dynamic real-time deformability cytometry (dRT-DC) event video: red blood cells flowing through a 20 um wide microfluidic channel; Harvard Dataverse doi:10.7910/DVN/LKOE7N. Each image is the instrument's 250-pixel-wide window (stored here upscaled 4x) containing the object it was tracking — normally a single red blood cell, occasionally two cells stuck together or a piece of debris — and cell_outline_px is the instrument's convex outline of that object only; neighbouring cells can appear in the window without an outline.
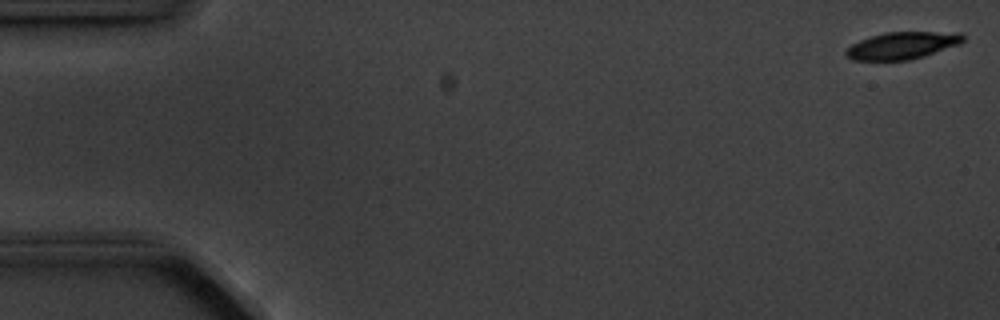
{"species": "common noctule bat (a hibernating species)", "species_latin": "Nyctalus noctula", "temperature_condition": "cold", "stored_images_in_passage": 6, "camera_frame_rate_fps": 3000, "um_per_image_px": 0.085, "animal": {"sex": "male", "body_mass_g": 20.1, "forearm_length_mm": 53.5}, "frame": {"image": 1, "passage_image": 1, "time_ms": 0.0, "image_size_px": [1000, 320], "cell_outline_px": [[964, 40], [960, 44], [924, 56], [908, 60], [852, 60], [844, 52], [852, 44], [860, 40], [884, 32], [960, 32], [964, 36]], "centroid_in_image_um": [76.72, 3.86], "position_along_channel_um": 8.3, "area_um2": 18.44}}